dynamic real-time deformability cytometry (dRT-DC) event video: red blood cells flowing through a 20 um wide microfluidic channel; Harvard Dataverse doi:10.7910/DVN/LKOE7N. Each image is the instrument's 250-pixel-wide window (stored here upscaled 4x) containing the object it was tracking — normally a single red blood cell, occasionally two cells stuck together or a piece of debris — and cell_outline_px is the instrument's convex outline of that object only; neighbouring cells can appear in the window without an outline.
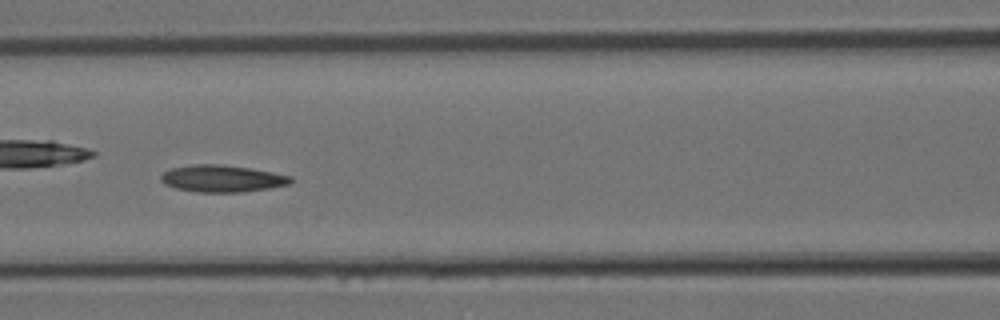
{"species": "Egyptian fruit bat (a non-hibernating species)", "species_latin": "Rousettus aegyptiacus", "temperature_condition": "room temperature", "stored_images_in_passage": 31, "camera_frame_rate_fps": 3000, "um_per_image_px": 0.085, "animal": {"sex": "female"}, "frame": {"image": 1, "passage_image": 14, "time_ms": 4.333, "image_size_px": [1000, 320], "cell_outline_px": [[292, 180], [288, 184], [268, 188], [244, 192], [196, 192], [176, 188], [164, 184], [160, 180], [160, 176], [164, 172], [172, 168], [196, 164], [220, 164], [252, 168], [292, 176]], "centroid_in_image_um": [18.87, 15.17], "position_along_channel_um": 147.7, "area_um2": 20.35}}
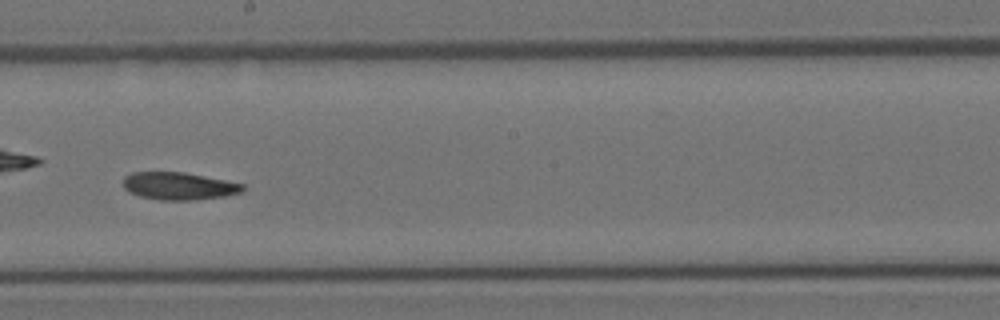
{"frame": {"image": 2, "passage_image": 18, "time_ms": 5.667, "image_size_px": [1000, 320], "cell_outline_px": [[244, 188], [240, 192], [224, 196], [196, 200], [160, 200], [140, 196], [128, 192], [124, 188], [124, 176], [132, 172], [184, 172], [244, 184]], "centroid_in_image_um": [15.17, 15.81], "position_along_channel_um": 233.0, "area_um2": 19.07}}
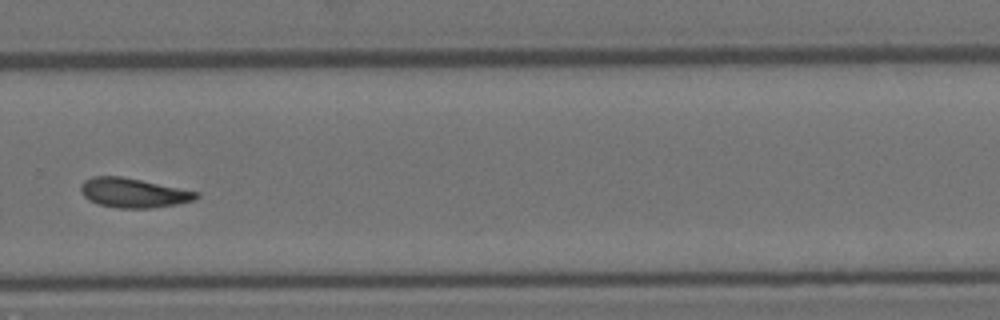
{"frame": {"image": 3, "passage_image": 22, "time_ms": 7.0, "image_size_px": [1000, 320], "cell_outline_px": [[200, 196], [196, 200], [176, 204], [152, 208], [120, 208], [100, 204], [88, 200], [80, 192], [80, 184], [84, 180], [92, 176], [120, 176], [200, 192]], "centroid_in_image_um": [11.33, 16.39], "position_along_channel_um": 318.5, "area_um2": 19.83}}